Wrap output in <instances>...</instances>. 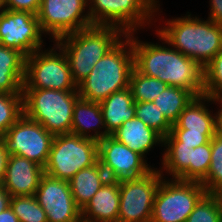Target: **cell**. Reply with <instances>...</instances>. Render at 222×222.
I'll list each match as a JSON object with an SVG mask.
<instances>
[{
	"label": "cell",
	"mask_w": 222,
	"mask_h": 222,
	"mask_svg": "<svg viewBox=\"0 0 222 222\" xmlns=\"http://www.w3.org/2000/svg\"><path fill=\"white\" fill-rule=\"evenodd\" d=\"M167 22V23H166ZM156 31L176 50L204 68L222 50V25L186 16L165 21Z\"/></svg>",
	"instance_id": "2"
},
{
	"label": "cell",
	"mask_w": 222,
	"mask_h": 222,
	"mask_svg": "<svg viewBox=\"0 0 222 222\" xmlns=\"http://www.w3.org/2000/svg\"><path fill=\"white\" fill-rule=\"evenodd\" d=\"M54 44L50 50L39 49L26 57L23 89L78 91L65 53Z\"/></svg>",
	"instance_id": "9"
},
{
	"label": "cell",
	"mask_w": 222,
	"mask_h": 222,
	"mask_svg": "<svg viewBox=\"0 0 222 222\" xmlns=\"http://www.w3.org/2000/svg\"><path fill=\"white\" fill-rule=\"evenodd\" d=\"M125 35L115 26L92 25L64 35L55 43L65 53L72 79L78 85Z\"/></svg>",
	"instance_id": "4"
},
{
	"label": "cell",
	"mask_w": 222,
	"mask_h": 222,
	"mask_svg": "<svg viewBox=\"0 0 222 222\" xmlns=\"http://www.w3.org/2000/svg\"><path fill=\"white\" fill-rule=\"evenodd\" d=\"M8 157L9 154L6 149V145L4 141L0 138V185H2L4 181Z\"/></svg>",
	"instance_id": "36"
},
{
	"label": "cell",
	"mask_w": 222,
	"mask_h": 222,
	"mask_svg": "<svg viewBox=\"0 0 222 222\" xmlns=\"http://www.w3.org/2000/svg\"><path fill=\"white\" fill-rule=\"evenodd\" d=\"M92 130L94 134L90 133ZM71 134L96 141L109 136L105 128L100 103L82 98L76 101L73 109Z\"/></svg>",
	"instance_id": "19"
},
{
	"label": "cell",
	"mask_w": 222,
	"mask_h": 222,
	"mask_svg": "<svg viewBox=\"0 0 222 222\" xmlns=\"http://www.w3.org/2000/svg\"><path fill=\"white\" fill-rule=\"evenodd\" d=\"M125 38V40H123ZM78 85L80 98L100 103L112 93L129 87L134 68L132 33L126 34Z\"/></svg>",
	"instance_id": "3"
},
{
	"label": "cell",
	"mask_w": 222,
	"mask_h": 222,
	"mask_svg": "<svg viewBox=\"0 0 222 222\" xmlns=\"http://www.w3.org/2000/svg\"><path fill=\"white\" fill-rule=\"evenodd\" d=\"M98 161V141L71 133L59 134L54 135L44 171L53 178L69 181Z\"/></svg>",
	"instance_id": "6"
},
{
	"label": "cell",
	"mask_w": 222,
	"mask_h": 222,
	"mask_svg": "<svg viewBox=\"0 0 222 222\" xmlns=\"http://www.w3.org/2000/svg\"><path fill=\"white\" fill-rule=\"evenodd\" d=\"M220 109L216 113V135L222 137V102L219 101Z\"/></svg>",
	"instance_id": "39"
},
{
	"label": "cell",
	"mask_w": 222,
	"mask_h": 222,
	"mask_svg": "<svg viewBox=\"0 0 222 222\" xmlns=\"http://www.w3.org/2000/svg\"><path fill=\"white\" fill-rule=\"evenodd\" d=\"M88 0H42L37 14L40 28L56 39L92 26ZM85 13V14H84Z\"/></svg>",
	"instance_id": "12"
},
{
	"label": "cell",
	"mask_w": 222,
	"mask_h": 222,
	"mask_svg": "<svg viewBox=\"0 0 222 222\" xmlns=\"http://www.w3.org/2000/svg\"><path fill=\"white\" fill-rule=\"evenodd\" d=\"M166 148L162 157V176L167 171L173 179L201 182L208 173L211 163V141L195 148L181 146L171 133L163 137Z\"/></svg>",
	"instance_id": "10"
},
{
	"label": "cell",
	"mask_w": 222,
	"mask_h": 222,
	"mask_svg": "<svg viewBox=\"0 0 222 222\" xmlns=\"http://www.w3.org/2000/svg\"><path fill=\"white\" fill-rule=\"evenodd\" d=\"M54 135L40 123L23 116L1 137L9 155H18L44 166Z\"/></svg>",
	"instance_id": "13"
},
{
	"label": "cell",
	"mask_w": 222,
	"mask_h": 222,
	"mask_svg": "<svg viewBox=\"0 0 222 222\" xmlns=\"http://www.w3.org/2000/svg\"><path fill=\"white\" fill-rule=\"evenodd\" d=\"M5 0H0V10L4 9Z\"/></svg>",
	"instance_id": "40"
},
{
	"label": "cell",
	"mask_w": 222,
	"mask_h": 222,
	"mask_svg": "<svg viewBox=\"0 0 222 222\" xmlns=\"http://www.w3.org/2000/svg\"><path fill=\"white\" fill-rule=\"evenodd\" d=\"M24 115L40 123L53 135L71 133L73 109L78 91L23 89Z\"/></svg>",
	"instance_id": "5"
},
{
	"label": "cell",
	"mask_w": 222,
	"mask_h": 222,
	"mask_svg": "<svg viewBox=\"0 0 222 222\" xmlns=\"http://www.w3.org/2000/svg\"><path fill=\"white\" fill-rule=\"evenodd\" d=\"M164 45L142 42L132 33L134 67L142 74L157 78L169 86L190 91L195 97L203 95V68L183 55L156 31Z\"/></svg>",
	"instance_id": "1"
},
{
	"label": "cell",
	"mask_w": 222,
	"mask_h": 222,
	"mask_svg": "<svg viewBox=\"0 0 222 222\" xmlns=\"http://www.w3.org/2000/svg\"><path fill=\"white\" fill-rule=\"evenodd\" d=\"M170 133L181 142V146L190 149L209 143L216 132H188V129H171Z\"/></svg>",
	"instance_id": "33"
},
{
	"label": "cell",
	"mask_w": 222,
	"mask_h": 222,
	"mask_svg": "<svg viewBox=\"0 0 222 222\" xmlns=\"http://www.w3.org/2000/svg\"><path fill=\"white\" fill-rule=\"evenodd\" d=\"M26 56L0 44V93L23 94Z\"/></svg>",
	"instance_id": "22"
},
{
	"label": "cell",
	"mask_w": 222,
	"mask_h": 222,
	"mask_svg": "<svg viewBox=\"0 0 222 222\" xmlns=\"http://www.w3.org/2000/svg\"><path fill=\"white\" fill-rule=\"evenodd\" d=\"M206 102L217 104L219 101L206 95L194 97L171 129H188V132H216V113L211 114Z\"/></svg>",
	"instance_id": "21"
},
{
	"label": "cell",
	"mask_w": 222,
	"mask_h": 222,
	"mask_svg": "<svg viewBox=\"0 0 222 222\" xmlns=\"http://www.w3.org/2000/svg\"><path fill=\"white\" fill-rule=\"evenodd\" d=\"M44 168L27 158L9 155L2 186L14 196H32L40 184Z\"/></svg>",
	"instance_id": "17"
},
{
	"label": "cell",
	"mask_w": 222,
	"mask_h": 222,
	"mask_svg": "<svg viewBox=\"0 0 222 222\" xmlns=\"http://www.w3.org/2000/svg\"><path fill=\"white\" fill-rule=\"evenodd\" d=\"M158 2L159 0H88L89 9L86 11L93 25L115 26L129 34L137 32L140 27L153 24L151 20L160 8Z\"/></svg>",
	"instance_id": "7"
},
{
	"label": "cell",
	"mask_w": 222,
	"mask_h": 222,
	"mask_svg": "<svg viewBox=\"0 0 222 222\" xmlns=\"http://www.w3.org/2000/svg\"><path fill=\"white\" fill-rule=\"evenodd\" d=\"M165 82L140 73L135 67L130 75L129 87L134 102H153L168 87Z\"/></svg>",
	"instance_id": "26"
},
{
	"label": "cell",
	"mask_w": 222,
	"mask_h": 222,
	"mask_svg": "<svg viewBox=\"0 0 222 222\" xmlns=\"http://www.w3.org/2000/svg\"><path fill=\"white\" fill-rule=\"evenodd\" d=\"M42 0H5L4 9L12 11L30 12L37 15Z\"/></svg>",
	"instance_id": "34"
},
{
	"label": "cell",
	"mask_w": 222,
	"mask_h": 222,
	"mask_svg": "<svg viewBox=\"0 0 222 222\" xmlns=\"http://www.w3.org/2000/svg\"><path fill=\"white\" fill-rule=\"evenodd\" d=\"M10 207L19 222H48L47 214L34 195L11 197Z\"/></svg>",
	"instance_id": "30"
},
{
	"label": "cell",
	"mask_w": 222,
	"mask_h": 222,
	"mask_svg": "<svg viewBox=\"0 0 222 222\" xmlns=\"http://www.w3.org/2000/svg\"><path fill=\"white\" fill-rule=\"evenodd\" d=\"M23 114V94L0 93V138Z\"/></svg>",
	"instance_id": "29"
},
{
	"label": "cell",
	"mask_w": 222,
	"mask_h": 222,
	"mask_svg": "<svg viewBox=\"0 0 222 222\" xmlns=\"http://www.w3.org/2000/svg\"><path fill=\"white\" fill-rule=\"evenodd\" d=\"M111 136L144 158L156 144L163 147V136L137 117L124 122Z\"/></svg>",
	"instance_id": "20"
},
{
	"label": "cell",
	"mask_w": 222,
	"mask_h": 222,
	"mask_svg": "<svg viewBox=\"0 0 222 222\" xmlns=\"http://www.w3.org/2000/svg\"><path fill=\"white\" fill-rule=\"evenodd\" d=\"M109 180L99 161L77 172L68 182L77 207L82 210L97 191Z\"/></svg>",
	"instance_id": "24"
},
{
	"label": "cell",
	"mask_w": 222,
	"mask_h": 222,
	"mask_svg": "<svg viewBox=\"0 0 222 222\" xmlns=\"http://www.w3.org/2000/svg\"><path fill=\"white\" fill-rule=\"evenodd\" d=\"M100 107L108 135L135 117V102L130 87L112 93L100 102Z\"/></svg>",
	"instance_id": "23"
},
{
	"label": "cell",
	"mask_w": 222,
	"mask_h": 222,
	"mask_svg": "<svg viewBox=\"0 0 222 222\" xmlns=\"http://www.w3.org/2000/svg\"><path fill=\"white\" fill-rule=\"evenodd\" d=\"M200 183L207 193L222 192V137L218 135L211 139V163L207 176Z\"/></svg>",
	"instance_id": "27"
},
{
	"label": "cell",
	"mask_w": 222,
	"mask_h": 222,
	"mask_svg": "<svg viewBox=\"0 0 222 222\" xmlns=\"http://www.w3.org/2000/svg\"><path fill=\"white\" fill-rule=\"evenodd\" d=\"M194 97L190 91L184 88L168 86L154 99L153 103L163 112L167 121L174 125Z\"/></svg>",
	"instance_id": "25"
},
{
	"label": "cell",
	"mask_w": 222,
	"mask_h": 222,
	"mask_svg": "<svg viewBox=\"0 0 222 222\" xmlns=\"http://www.w3.org/2000/svg\"><path fill=\"white\" fill-rule=\"evenodd\" d=\"M206 193L200 182L162 177L155 196L151 222H186Z\"/></svg>",
	"instance_id": "8"
},
{
	"label": "cell",
	"mask_w": 222,
	"mask_h": 222,
	"mask_svg": "<svg viewBox=\"0 0 222 222\" xmlns=\"http://www.w3.org/2000/svg\"><path fill=\"white\" fill-rule=\"evenodd\" d=\"M37 15L30 12L0 10V44L14 48L26 57L43 47Z\"/></svg>",
	"instance_id": "14"
},
{
	"label": "cell",
	"mask_w": 222,
	"mask_h": 222,
	"mask_svg": "<svg viewBox=\"0 0 222 222\" xmlns=\"http://www.w3.org/2000/svg\"><path fill=\"white\" fill-rule=\"evenodd\" d=\"M119 181L108 180L81 210L82 222H118Z\"/></svg>",
	"instance_id": "18"
},
{
	"label": "cell",
	"mask_w": 222,
	"mask_h": 222,
	"mask_svg": "<svg viewBox=\"0 0 222 222\" xmlns=\"http://www.w3.org/2000/svg\"><path fill=\"white\" fill-rule=\"evenodd\" d=\"M162 174L154 168L146 176L119 181L118 222H151L153 205Z\"/></svg>",
	"instance_id": "11"
},
{
	"label": "cell",
	"mask_w": 222,
	"mask_h": 222,
	"mask_svg": "<svg viewBox=\"0 0 222 222\" xmlns=\"http://www.w3.org/2000/svg\"><path fill=\"white\" fill-rule=\"evenodd\" d=\"M135 117L141 119L163 137L171 131L172 125L153 102H135Z\"/></svg>",
	"instance_id": "32"
},
{
	"label": "cell",
	"mask_w": 222,
	"mask_h": 222,
	"mask_svg": "<svg viewBox=\"0 0 222 222\" xmlns=\"http://www.w3.org/2000/svg\"><path fill=\"white\" fill-rule=\"evenodd\" d=\"M203 95L222 100V50L203 68Z\"/></svg>",
	"instance_id": "31"
},
{
	"label": "cell",
	"mask_w": 222,
	"mask_h": 222,
	"mask_svg": "<svg viewBox=\"0 0 222 222\" xmlns=\"http://www.w3.org/2000/svg\"><path fill=\"white\" fill-rule=\"evenodd\" d=\"M186 222H222L220 194L206 193L190 213Z\"/></svg>",
	"instance_id": "28"
},
{
	"label": "cell",
	"mask_w": 222,
	"mask_h": 222,
	"mask_svg": "<svg viewBox=\"0 0 222 222\" xmlns=\"http://www.w3.org/2000/svg\"><path fill=\"white\" fill-rule=\"evenodd\" d=\"M0 222H19L18 217L14 214L13 209L8 207L0 213Z\"/></svg>",
	"instance_id": "38"
},
{
	"label": "cell",
	"mask_w": 222,
	"mask_h": 222,
	"mask_svg": "<svg viewBox=\"0 0 222 222\" xmlns=\"http://www.w3.org/2000/svg\"><path fill=\"white\" fill-rule=\"evenodd\" d=\"M209 19L222 25V0H210Z\"/></svg>",
	"instance_id": "35"
},
{
	"label": "cell",
	"mask_w": 222,
	"mask_h": 222,
	"mask_svg": "<svg viewBox=\"0 0 222 222\" xmlns=\"http://www.w3.org/2000/svg\"><path fill=\"white\" fill-rule=\"evenodd\" d=\"M34 196L46 212L48 222H82L81 210L68 181L44 174Z\"/></svg>",
	"instance_id": "16"
},
{
	"label": "cell",
	"mask_w": 222,
	"mask_h": 222,
	"mask_svg": "<svg viewBox=\"0 0 222 222\" xmlns=\"http://www.w3.org/2000/svg\"><path fill=\"white\" fill-rule=\"evenodd\" d=\"M10 200V193L0 185V213L10 207Z\"/></svg>",
	"instance_id": "37"
},
{
	"label": "cell",
	"mask_w": 222,
	"mask_h": 222,
	"mask_svg": "<svg viewBox=\"0 0 222 222\" xmlns=\"http://www.w3.org/2000/svg\"><path fill=\"white\" fill-rule=\"evenodd\" d=\"M98 158L109 180L137 179L154 169L142 155L111 135L98 141Z\"/></svg>",
	"instance_id": "15"
}]
</instances>
